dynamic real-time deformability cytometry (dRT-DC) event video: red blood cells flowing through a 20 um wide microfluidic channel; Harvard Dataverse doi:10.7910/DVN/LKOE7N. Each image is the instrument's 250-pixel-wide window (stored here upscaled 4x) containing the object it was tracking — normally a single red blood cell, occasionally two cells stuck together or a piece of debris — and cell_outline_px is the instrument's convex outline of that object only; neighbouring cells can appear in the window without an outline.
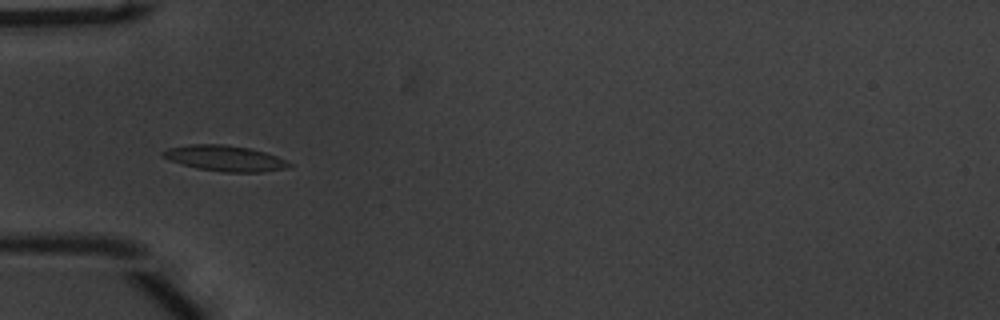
{"species": "common noctule bat (a hibernating species)", "species_latin": "Nyctalus noctula", "temperature_condition": "warm", "stored_images_in_passage": 38, "camera_frame_rate_fps": 3000, "um_per_image_px": 0.085, "animal": {"sex": "male", "body_mass_g": 20.1, "forearm_length_mm": 53.5}, "frame": {"image": 1, "passage_image": 10, "time_ms": 3.0, "image_size_px": [1000, 320], "cell_outline_px": [[292, 164], [288, 168], [260, 172], [224, 172], [196, 168], [168, 160], [160, 156], [160, 152], [168, 148], [192, 144], [224, 144], [248, 148], [264, 152], [276, 156]], "centroid_in_image_um": [19.06, 13.45], "position_along_channel_um": 65.9, "area_um2": 18.84}}
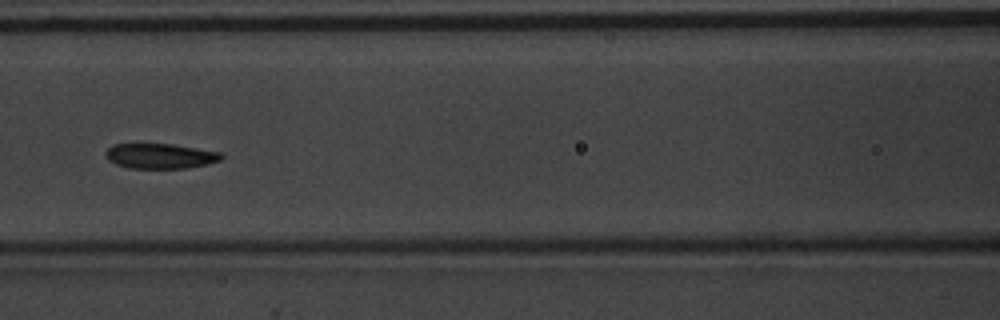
{"frame": {"image": 2, "passage_image": 17, "time_ms": 5.333, "image_size_px": [1000, 320], "cell_outline_px": [[224, 156], [220, 160], [188, 168], [128, 168], [116, 164], [108, 160], [104, 152], [112, 144], [172, 144], [220, 152]], "centroid_in_image_um": [13.58, 13.26], "position_along_channel_um": 153.0, "area_um2": 16.82}}
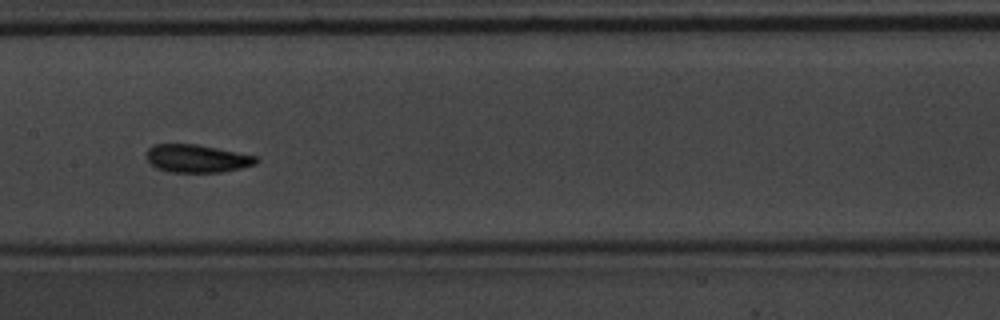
{"frame": {"image": 3, "passage_image": 20, "time_ms": 6.333, "image_size_px": [1000, 320], "cell_outline_px": [[260, 160], [256, 164], [240, 168], [220, 172], [168, 172], [156, 168], [144, 156], [148, 148], [152, 144], [196, 144], [256, 156]], "centroid_in_image_um": [16.7, 13.47], "position_along_channel_um": 190.7, "area_um2": 17.86}, "authors_computed_cell_mechanics": {"area_um2": 17.7446, "velocity_mm_per_s": 3.7627, "shape_relaxation_time_tau1_ms": null, "shape_relaxation_time_tau2_ms": 2.1552, "deformation_change_tau1": null, "deformation_change_tau2": 0.0822}}